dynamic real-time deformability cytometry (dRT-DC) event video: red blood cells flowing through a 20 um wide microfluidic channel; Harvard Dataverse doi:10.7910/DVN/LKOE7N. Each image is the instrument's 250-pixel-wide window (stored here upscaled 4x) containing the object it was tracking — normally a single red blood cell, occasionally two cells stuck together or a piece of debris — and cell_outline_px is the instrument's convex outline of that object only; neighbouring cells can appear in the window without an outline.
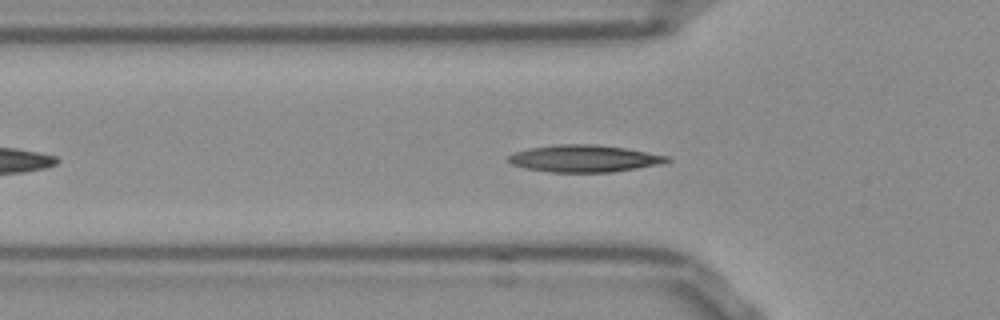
{"species": "Egyptian fruit bat (a non-hibernating species)", "species_latin": "Rousettus aegyptiacus", "temperature_condition": "room temperature", "stored_images_in_passage": 38, "camera_frame_rate_fps": 3000, "um_per_image_px": 0.085, "frame": {"image": 1, "passage_image": 9, "time_ms": 2.667, "image_size_px": [1000, 320], "cell_outline_px": [[672, 160], [656, 164], [636, 168], [612, 172], [548, 172], [524, 168], [512, 164], [508, 160], [508, 156], [516, 152], [528, 148], [560, 144], [592, 144], [624, 148], [668, 156]], "centroid_in_image_um": [49.61, 13.48], "position_along_channel_um": 76.2, "area_um2": 24.68}}
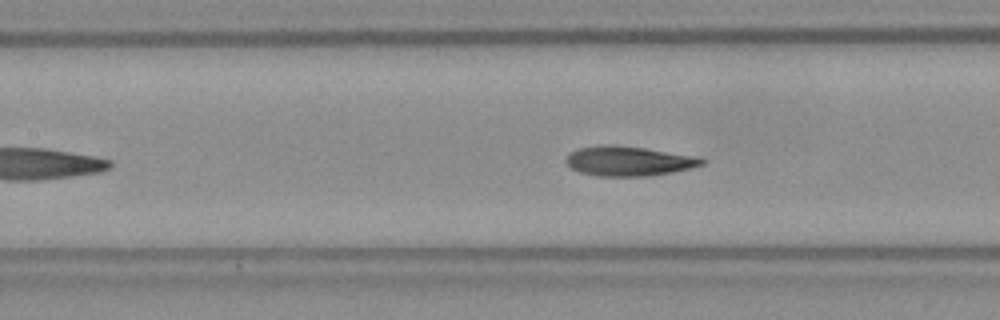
{"frame": {"image": 2, "passage_image": 15, "time_ms": 4.667, "image_size_px": [1000, 320], "cell_outline_px": [[708, 160], [704, 164], [692, 168], [672, 172], [648, 176], [600, 176], [580, 172], [572, 168], [564, 160], [568, 152], [576, 148], [600, 144], [616, 144], [700, 156]], "centroid_in_image_um": [53.45, 13.67], "position_along_channel_um": 153.9, "area_um2": 23.99}}
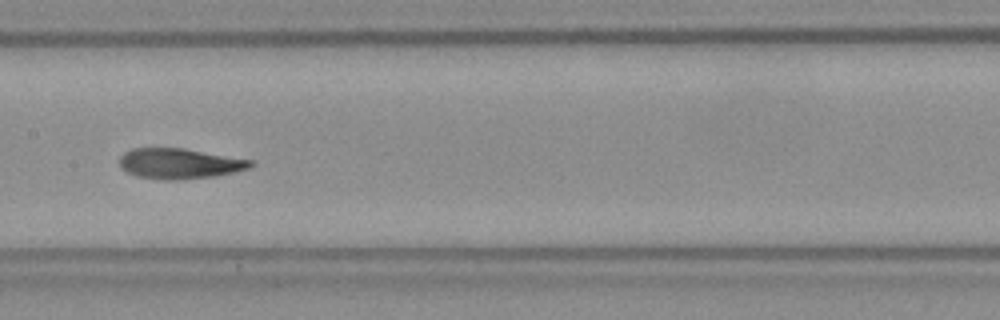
{"frame": {"image": 3, "passage_image": 18, "time_ms": 5.667, "image_size_px": [1000, 320], "cell_outline_px": [[256, 164], [248, 168], [216, 176], [180, 180], [164, 180], [136, 176], [128, 172], [120, 164], [120, 156], [124, 152], [132, 148], [184, 148], [256, 160]], "centroid_in_image_um": [15.31, 13.9], "position_along_channel_um": 192.1, "area_um2": 23.41}, "authors_computed_cell_mechanics": {"area_um2": 23.5535, "velocity_mm_per_s": 3.8291, "shape_relaxation_time_tau1_ms": 8.0532, "shape_relaxation_time_tau2_ms": 2.1141, "deformation_change_tau1": 0.2144, "deformation_change_tau2": 0.0829}}